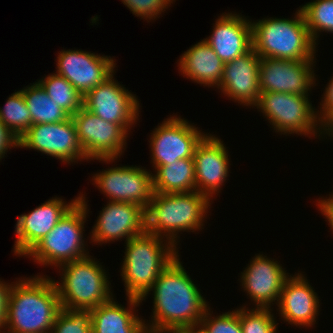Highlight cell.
I'll return each instance as SVG.
<instances>
[{
	"mask_svg": "<svg viewBox=\"0 0 333 333\" xmlns=\"http://www.w3.org/2000/svg\"><path fill=\"white\" fill-rule=\"evenodd\" d=\"M31 115V125L49 124L65 121L71 117L63 108L51 99L37 81L20 90Z\"/></svg>",
	"mask_w": 333,
	"mask_h": 333,
	"instance_id": "obj_26",
	"label": "cell"
},
{
	"mask_svg": "<svg viewBox=\"0 0 333 333\" xmlns=\"http://www.w3.org/2000/svg\"><path fill=\"white\" fill-rule=\"evenodd\" d=\"M129 10L145 20H154L156 17H160L162 12L170 6L175 0H121ZM164 10V11H163Z\"/></svg>",
	"mask_w": 333,
	"mask_h": 333,
	"instance_id": "obj_33",
	"label": "cell"
},
{
	"mask_svg": "<svg viewBox=\"0 0 333 333\" xmlns=\"http://www.w3.org/2000/svg\"><path fill=\"white\" fill-rule=\"evenodd\" d=\"M223 14L217 18L211 36L204 40L223 63H226L253 48L252 21L232 12Z\"/></svg>",
	"mask_w": 333,
	"mask_h": 333,
	"instance_id": "obj_22",
	"label": "cell"
},
{
	"mask_svg": "<svg viewBox=\"0 0 333 333\" xmlns=\"http://www.w3.org/2000/svg\"><path fill=\"white\" fill-rule=\"evenodd\" d=\"M320 134H329L333 137V108L320 120ZM328 128V129H327Z\"/></svg>",
	"mask_w": 333,
	"mask_h": 333,
	"instance_id": "obj_38",
	"label": "cell"
},
{
	"mask_svg": "<svg viewBox=\"0 0 333 333\" xmlns=\"http://www.w3.org/2000/svg\"><path fill=\"white\" fill-rule=\"evenodd\" d=\"M330 197L327 199V197L324 199L320 198L317 201V205L321 213L326 217V219L329 222V226L331 230H333V194L329 195ZM333 232V231H332Z\"/></svg>",
	"mask_w": 333,
	"mask_h": 333,
	"instance_id": "obj_37",
	"label": "cell"
},
{
	"mask_svg": "<svg viewBox=\"0 0 333 333\" xmlns=\"http://www.w3.org/2000/svg\"><path fill=\"white\" fill-rule=\"evenodd\" d=\"M208 307L201 319L200 325L208 333H243L239 321L238 309L212 317L211 310Z\"/></svg>",
	"mask_w": 333,
	"mask_h": 333,
	"instance_id": "obj_32",
	"label": "cell"
},
{
	"mask_svg": "<svg viewBox=\"0 0 333 333\" xmlns=\"http://www.w3.org/2000/svg\"><path fill=\"white\" fill-rule=\"evenodd\" d=\"M155 333H191V326L179 328H165Z\"/></svg>",
	"mask_w": 333,
	"mask_h": 333,
	"instance_id": "obj_39",
	"label": "cell"
},
{
	"mask_svg": "<svg viewBox=\"0 0 333 333\" xmlns=\"http://www.w3.org/2000/svg\"><path fill=\"white\" fill-rule=\"evenodd\" d=\"M83 194L66 212L56 226L43 237L25 256L41 265L59 267L65 263L83 259L89 255L83 237L88 214Z\"/></svg>",
	"mask_w": 333,
	"mask_h": 333,
	"instance_id": "obj_7",
	"label": "cell"
},
{
	"mask_svg": "<svg viewBox=\"0 0 333 333\" xmlns=\"http://www.w3.org/2000/svg\"><path fill=\"white\" fill-rule=\"evenodd\" d=\"M187 273L178 255L140 299L145 300L153 291L152 323L145 324L148 333L200 324L209 306Z\"/></svg>",
	"mask_w": 333,
	"mask_h": 333,
	"instance_id": "obj_1",
	"label": "cell"
},
{
	"mask_svg": "<svg viewBox=\"0 0 333 333\" xmlns=\"http://www.w3.org/2000/svg\"><path fill=\"white\" fill-rule=\"evenodd\" d=\"M13 147L19 148V139L0 121V159Z\"/></svg>",
	"mask_w": 333,
	"mask_h": 333,
	"instance_id": "obj_34",
	"label": "cell"
},
{
	"mask_svg": "<svg viewBox=\"0 0 333 333\" xmlns=\"http://www.w3.org/2000/svg\"><path fill=\"white\" fill-rule=\"evenodd\" d=\"M308 98L297 94L260 92L255 107L273 125L275 132L317 137L318 132L320 136V121Z\"/></svg>",
	"mask_w": 333,
	"mask_h": 333,
	"instance_id": "obj_8",
	"label": "cell"
},
{
	"mask_svg": "<svg viewBox=\"0 0 333 333\" xmlns=\"http://www.w3.org/2000/svg\"><path fill=\"white\" fill-rule=\"evenodd\" d=\"M71 117L76 126L78 141L89 160L109 163L123 154L129 133L119 124L104 121L84 106Z\"/></svg>",
	"mask_w": 333,
	"mask_h": 333,
	"instance_id": "obj_9",
	"label": "cell"
},
{
	"mask_svg": "<svg viewBox=\"0 0 333 333\" xmlns=\"http://www.w3.org/2000/svg\"><path fill=\"white\" fill-rule=\"evenodd\" d=\"M260 56L252 48L233 61L224 63L218 89L225 96L245 106H255L260 95Z\"/></svg>",
	"mask_w": 333,
	"mask_h": 333,
	"instance_id": "obj_20",
	"label": "cell"
},
{
	"mask_svg": "<svg viewBox=\"0 0 333 333\" xmlns=\"http://www.w3.org/2000/svg\"><path fill=\"white\" fill-rule=\"evenodd\" d=\"M10 286V283L6 284V282L0 280V332L6 326V311Z\"/></svg>",
	"mask_w": 333,
	"mask_h": 333,
	"instance_id": "obj_35",
	"label": "cell"
},
{
	"mask_svg": "<svg viewBox=\"0 0 333 333\" xmlns=\"http://www.w3.org/2000/svg\"><path fill=\"white\" fill-rule=\"evenodd\" d=\"M274 260L263 254L255 255L241 272L243 290L257 308H270L273 302L277 305L283 285L289 277V273Z\"/></svg>",
	"mask_w": 333,
	"mask_h": 333,
	"instance_id": "obj_17",
	"label": "cell"
},
{
	"mask_svg": "<svg viewBox=\"0 0 333 333\" xmlns=\"http://www.w3.org/2000/svg\"><path fill=\"white\" fill-rule=\"evenodd\" d=\"M92 178L109 201L133 203L146 209L154 193L152 172L140 166L112 167Z\"/></svg>",
	"mask_w": 333,
	"mask_h": 333,
	"instance_id": "obj_13",
	"label": "cell"
},
{
	"mask_svg": "<svg viewBox=\"0 0 333 333\" xmlns=\"http://www.w3.org/2000/svg\"><path fill=\"white\" fill-rule=\"evenodd\" d=\"M57 105L63 108L71 116L83 107V96L63 76L53 73L38 81Z\"/></svg>",
	"mask_w": 333,
	"mask_h": 333,
	"instance_id": "obj_27",
	"label": "cell"
},
{
	"mask_svg": "<svg viewBox=\"0 0 333 333\" xmlns=\"http://www.w3.org/2000/svg\"><path fill=\"white\" fill-rule=\"evenodd\" d=\"M12 283L5 330L8 328L12 333H50L62 309L54 279L35 275Z\"/></svg>",
	"mask_w": 333,
	"mask_h": 333,
	"instance_id": "obj_2",
	"label": "cell"
},
{
	"mask_svg": "<svg viewBox=\"0 0 333 333\" xmlns=\"http://www.w3.org/2000/svg\"><path fill=\"white\" fill-rule=\"evenodd\" d=\"M125 244L121 276L126 296L141 299L179 253L169 240L147 232L130 238Z\"/></svg>",
	"mask_w": 333,
	"mask_h": 333,
	"instance_id": "obj_4",
	"label": "cell"
},
{
	"mask_svg": "<svg viewBox=\"0 0 333 333\" xmlns=\"http://www.w3.org/2000/svg\"><path fill=\"white\" fill-rule=\"evenodd\" d=\"M50 333H92L90 310L62 308Z\"/></svg>",
	"mask_w": 333,
	"mask_h": 333,
	"instance_id": "obj_31",
	"label": "cell"
},
{
	"mask_svg": "<svg viewBox=\"0 0 333 333\" xmlns=\"http://www.w3.org/2000/svg\"><path fill=\"white\" fill-rule=\"evenodd\" d=\"M227 151L223 141L209 133L194 150L196 191L206 195L210 200L220 192L219 189L221 190L226 177L229 176Z\"/></svg>",
	"mask_w": 333,
	"mask_h": 333,
	"instance_id": "obj_19",
	"label": "cell"
},
{
	"mask_svg": "<svg viewBox=\"0 0 333 333\" xmlns=\"http://www.w3.org/2000/svg\"><path fill=\"white\" fill-rule=\"evenodd\" d=\"M210 202L198 191L153 193L145 209V232L165 236L176 247L179 232L202 229Z\"/></svg>",
	"mask_w": 333,
	"mask_h": 333,
	"instance_id": "obj_3",
	"label": "cell"
},
{
	"mask_svg": "<svg viewBox=\"0 0 333 333\" xmlns=\"http://www.w3.org/2000/svg\"><path fill=\"white\" fill-rule=\"evenodd\" d=\"M191 333H208L200 324L191 326Z\"/></svg>",
	"mask_w": 333,
	"mask_h": 333,
	"instance_id": "obj_40",
	"label": "cell"
},
{
	"mask_svg": "<svg viewBox=\"0 0 333 333\" xmlns=\"http://www.w3.org/2000/svg\"><path fill=\"white\" fill-rule=\"evenodd\" d=\"M178 61L179 70L186 78L203 86L219 87L224 63L204 39L185 51Z\"/></svg>",
	"mask_w": 333,
	"mask_h": 333,
	"instance_id": "obj_24",
	"label": "cell"
},
{
	"mask_svg": "<svg viewBox=\"0 0 333 333\" xmlns=\"http://www.w3.org/2000/svg\"><path fill=\"white\" fill-rule=\"evenodd\" d=\"M270 308L238 309L243 333H277V324ZM272 313V314H271Z\"/></svg>",
	"mask_w": 333,
	"mask_h": 333,
	"instance_id": "obj_30",
	"label": "cell"
},
{
	"mask_svg": "<svg viewBox=\"0 0 333 333\" xmlns=\"http://www.w3.org/2000/svg\"><path fill=\"white\" fill-rule=\"evenodd\" d=\"M19 147L38 150L68 164L89 160L78 141L72 117L52 124L31 125L20 137Z\"/></svg>",
	"mask_w": 333,
	"mask_h": 333,
	"instance_id": "obj_10",
	"label": "cell"
},
{
	"mask_svg": "<svg viewBox=\"0 0 333 333\" xmlns=\"http://www.w3.org/2000/svg\"><path fill=\"white\" fill-rule=\"evenodd\" d=\"M59 268L62 280L61 283L54 281V285L62 308L91 310L113 297L106 270L92 256L65 263Z\"/></svg>",
	"mask_w": 333,
	"mask_h": 333,
	"instance_id": "obj_6",
	"label": "cell"
},
{
	"mask_svg": "<svg viewBox=\"0 0 333 333\" xmlns=\"http://www.w3.org/2000/svg\"><path fill=\"white\" fill-rule=\"evenodd\" d=\"M188 122L173 115L152 131L149 145L154 168L193 158L197 144L206 134Z\"/></svg>",
	"mask_w": 333,
	"mask_h": 333,
	"instance_id": "obj_11",
	"label": "cell"
},
{
	"mask_svg": "<svg viewBox=\"0 0 333 333\" xmlns=\"http://www.w3.org/2000/svg\"><path fill=\"white\" fill-rule=\"evenodd\" d=\"M128 307L119 305L112 297L105 303L92 308V333H148L145 320L135 315V309L142 303L139 298L127 296Z\"/></svg>",
	"mask_w": 333,
	"mask_h": 333,
	"instance_id": "obj_23",
	"label": "cell"
},
{
	"mask_svg": "<svg viewBox=\"0 0 333 333\" xmlns=\"http://www.w3.org/2000/svg\"><path fill=\"white\" fill-rule=\"evenodd\" d=\"M316 44L319 32L333 33V0H315L299 8Z\"/></svg>",
	"mask_w": 333,
	"mask_h": 333,
	"instance_id": "obj_29",
	"label": "cell"
},
{
	"mask_svg": "<svg viewBox=\"0 0 333 333\" xmlns=\"http://www.w3.org/2000/svg\"><path fill=\"white\" fill-rule=\"evenodd\" d=\"M114 74L84 96L83 106L104 121L119 124L128 133L138 120L140 104L134 94L114 79Z\"/></svg>",
	"mask_w": 333,
	"mask_h": 333,
	"instance_id": "obj_12",
	"label": "cell"
},
{
	"mask_svg": "<svg viewBox=\"0 0 333 333\" xmlns=\"http://www.w3.org/2000/svg\"><path fill=\"white\" fill-rule=\"evenodd\" d=\"M251 24L253 49L260 58L299 61L316 57L317 44L300 9L292 19L271 17Z\"/></svg>",
	"mask_w": 333,
	"mask_h": 333,
	"instance_id": "obj_5",
	"label": "cell"
},
{
	"mask_svg": "<svg viewBox=\"0 0 333 333\" xmlns=\"http://www.w3.org/2000/svg\"><path fill=\"white\" fill-rule=\"evenodd\" d=\"M92 227L91 242L103 244L145 232V209L137 204L109 201Z\"/></svg>",
	"mask_w": 333,
	"mask_h": 333,
	"instance_id": "obj_16",
	"label": "cell"
},
{
	"mask_svg": "<svg viewBox=\"0 0 333 333\" xmlns=\"http://www.w3.org/2000/svg\"><path fill=\"white\" fill-rule=\"evenodd\" d=\"M0 121L18 138L30 128L31 115L22 92L19 90L0 107Z\"/></svg>",
	"mask_w": 333,
	"mask_h": 333,
	"instance_id": "obj_28",
	"label": "cell"
},
{
	"mask_svg": "<svg viewBox=\"0 0 333 333\" xmlns=\"http://www.w3.org/2000/svg\"><path fill=\"white\" fill-rule=\"evenodd\" d=\"M152 174L154 193H188L196 191L195 163L184 158L174 163L154 168Z\"/></svg>",
	"mask_w": 333,
	"mask_h": 333,
	"instance_id": "obj_25",
	"label": "cell"
},
{
	"mask_svg": "<svg viewBox=\"0 0 333 333\" xmlns=\"http://www.w3.org/2000/svg\"><path fill=\"white\" fill-rule=\"evenodd\" d=\"M318 298L303 274L290 275L281 290L277 312L290 325L314 326L320 306Z\"/></svg>",
	"mask_w": 333,
	"mask_h": 333,
	"instance_id": "obj_21",
	"label": "cell"
},
{
	"mask_svg": "<svg viewBox=\"0 0 333 333\" xmlns=\"http://www.w3.org/2000/svg\"><path fill=\"white\" fill-rule=\"evenodd\" d=\"M78 201V197L70 203L62 198L54 197L28 214L17 218L14 244V254L25 256L43 237L56 226L66 212Z\"/></svg>",
	"mask_w": 333,
	"mask_h": 333,
	"instance_id": "obj_18",
	"label": "cell"
},
{
	"mask_svg": "<svg viewBox=\"0 0 333 333\" xmlns=\"http://www.w3.org/2000/svg\"><path fill=\"white\" fill-rule=\"evenodd\" d=\"M324 97H322V106L320 111L318 110L317 116L319 121L333 108V77L329 81L327 87L325 88ZM321 113V114H319ZM321 115V116H320Z\"/></svg>",
	"mask_w": 333,
	"mask_h": 333,
	"instance_id": "obj_36",
	"label": "cell"
},
{
	"mask_svg": "<svg viewBox=\"0 0 333 333\" xmlns=\"http://www.w3.org/2000/svg\"><path fill=\"white\" fill-rule=\"evenodd\" d=\"M56 59L59 74L66 78L84 97L94 87L110 77L116 60L83 50H62Z\"/></svg>",
	"mask_w": 333,
	"mask_h": 333,
	"instance_id": "obj_15",
	"label": "cell"
},
{
	"mask_svg": "<svg viewBox=\"0 0 333 333\" xmlns=\"http://www.w3.org/2000/svg\"><path fill=\"white\" fill-rule=\"evenodd\" d=\"M311 60L261 58L259 82L261 92H279L308 96L316 84Z\"/></svg>",
	"mask_w": 333,
	"mask_h": 333,
	"instance_id": "obj_14",
	"label": "cell"
}]
</instances>
